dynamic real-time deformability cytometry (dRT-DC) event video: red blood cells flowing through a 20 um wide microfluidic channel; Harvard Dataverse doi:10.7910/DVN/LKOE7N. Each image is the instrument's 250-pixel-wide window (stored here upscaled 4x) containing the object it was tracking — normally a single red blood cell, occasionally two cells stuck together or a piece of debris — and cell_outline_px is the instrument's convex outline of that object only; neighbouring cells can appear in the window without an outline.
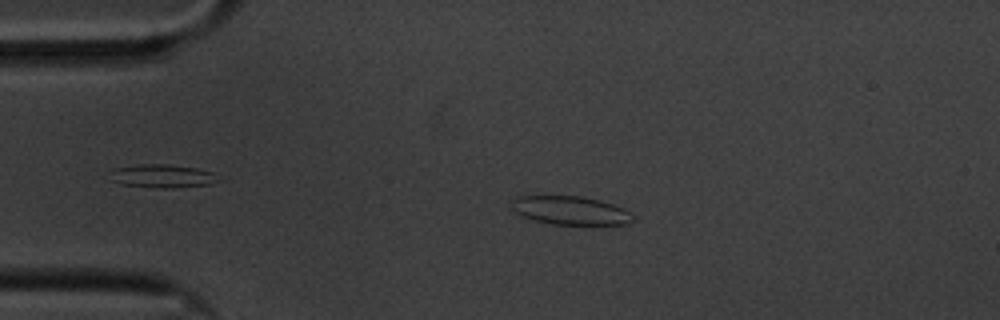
{"species": "common noctule bat (a hibernating species)", "species_latin": "Nyctalus noctula", "temperature_condition": "cold", "stored_images_in_passage": 59, "camera_frame_rate_fps": 3000, "um_per_image_px": 0.085, "animal": {"sex": "male", "body_mass_g": 20.1, "forearm_length_mm": 53.5}, "frame": {"image": 1, "passage_image": 12, "time_ms": 3.667, "image_size_px": [1000, 320], "cell_outline_px": [[636, 220], [628, 224], [552, 224], [520, 216], [512, 208], [512, 200], [516, 196], [584, 196], [600, 200], [624, 208], [632, 212]], "centroid_in_image_um": [48.53, 17.88], "position_along_channel_um": 36.5, "area_um2": 20.29}}
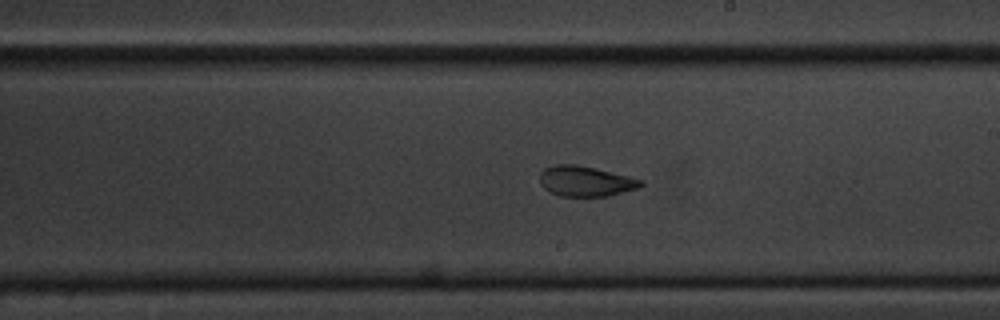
{"frame": {"image": 2, "passage_image": 33, "time_ms": 10.667, "image_size_px": [1000, 320], "cell_outline_px": [[644, 184], [640, 188], [608, 196], [560, 196], [548, 192], [540, 184], [540, 172], [544, 168], [556, 164], [576, 164], [596, 168], [644, 180]], "centroid_in_image_um": [49.77, 15.4], "position_along_channel_um": 239.2, "area_um2": 18.09}}
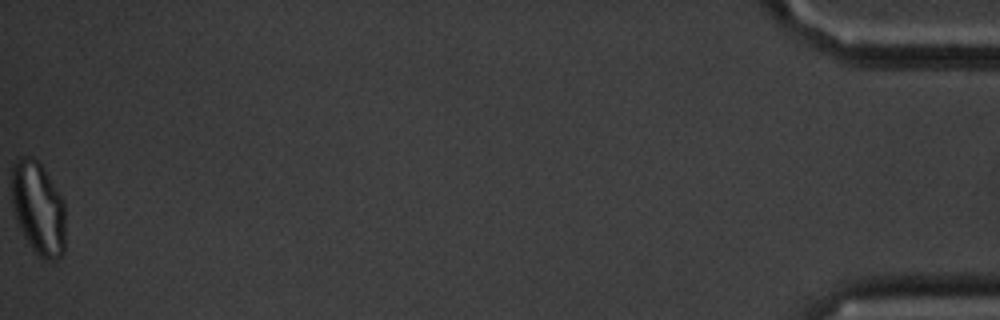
{"frame": {"image": 3, "passage_image": 59, "time_ms": 19.333, "image_size_px": [1000, 320], "cell_outline_px": [[64, 252], [56, 260], [44, 260], [32, 248], [24, 236], [16, 220], [12, 208], [12, 164], [20, 156], [28, 156], [36, 160], [40, 164], [64, 200]], "centroid_in_image_um": [3.24, 17.7], "position_along_channel_um": 432.0, "area_um2": 29.07}, "authors_computed_cell_mechanics": {"area_um2": 20.3456, "velocity_mm_per_s": 3.3587, "shape_relaxation_time_tau1_ms": null, "shape_relaxation_time_tau2_ms": 2.066, "deformation_change_tau1": null, "deformation_change_tau2": 0.0623}}